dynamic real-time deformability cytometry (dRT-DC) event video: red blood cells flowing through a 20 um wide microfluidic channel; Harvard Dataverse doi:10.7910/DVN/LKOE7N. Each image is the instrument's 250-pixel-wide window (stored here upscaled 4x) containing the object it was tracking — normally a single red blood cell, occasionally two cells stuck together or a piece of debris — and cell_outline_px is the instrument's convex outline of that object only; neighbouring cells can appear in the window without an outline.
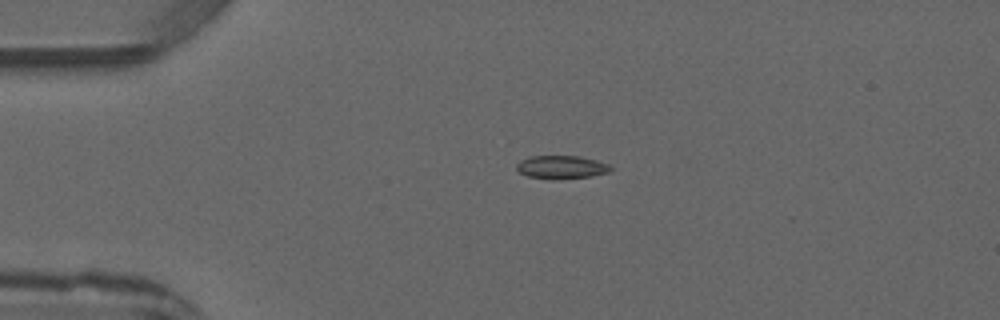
{"species": "common noctule bat (a hibernating species)", "species_latin": "Nyctalus noctula", "temperature_condition": "warm", "stored_images_in_passage": 3, "camera_frame_rate_fps": 3000, "um_per_image_px": 0.085, "animal": {"sex": "male", "forearm_length_mm": 52.5}, "frame": {"image": 1, "passage_image": 1, "time_ms": 0.0, "image_size_px": [1000, 320], "cell_outline_px": [[612, 168], [608, 172], [592, 176], [552, 180], [528, 176], [520, 172], [516, 168], [516, 164], [520, 160], [528, 156], [580, 156], [596, 160], [608, 164]], "centroid_in_image_um": [47.69, 14.21], "position_along_channel_um": 37.3, "area_um2": 12.77}}
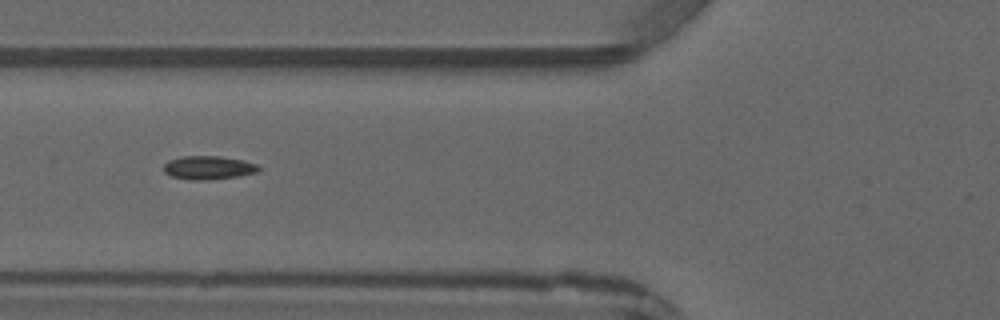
{"frame": {"image": 2, "passage_image": 3, "time_ms": 2.333, "image_size_px": [1000, 320], "cell_outline_px": [[260, 172], [240, 176], [200, 180], [192, 180], [172, 176], [164, 172], [164, 164], [168, 160], [184, 156], [220, 156], [244, 160], [256, 164], [260, 168]], "centroid_in_image_um": [17.74, 14.24], "position_along_channel_um": 108.1, "area_um2": 13.01}}